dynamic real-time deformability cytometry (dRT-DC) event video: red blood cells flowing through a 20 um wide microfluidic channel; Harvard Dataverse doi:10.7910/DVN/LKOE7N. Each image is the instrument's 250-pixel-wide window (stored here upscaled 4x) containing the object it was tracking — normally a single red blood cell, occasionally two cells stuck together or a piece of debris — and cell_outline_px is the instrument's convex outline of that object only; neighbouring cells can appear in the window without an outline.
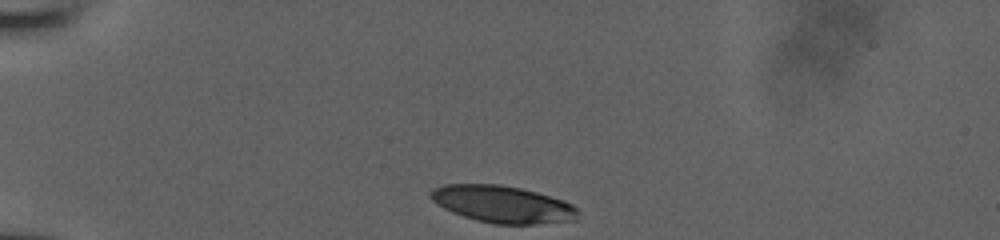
{"species": "human", "species_latin": "Homo sapiens", "temperature_condition": "room temperature", "stored_images_in_passage": 19, "camera_frame_rate_fps": 3000, "um_per_image_px": 0.085, "donor": {"sex": "male"}, "frame": {"image": 1, "passage_image": 1, "time_ms": 0.0, "image_size_px": [1000, 240], "cell_outline_px": [[580, 220], [536, 224], [496, 224], [476, 220], [452, 212], [436, 204], [428, 196], [428, 192], [432, 188], [444, 184], [496, 184], [520, 188], [536, 192], [564, 200], [572, 204], [580, 212]], "centroid_in_image_um": [42.73, 17.36], "position_along_channel_um": 42.3, "area_um2": 32.14}}
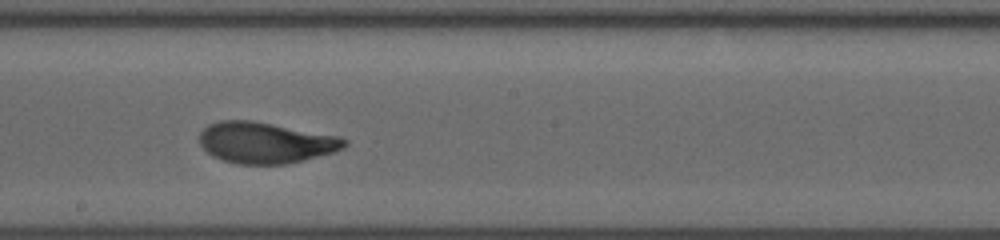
{"frame": {"image": 2, "passage_image": 11, "time_ms": 3.333, "image_size_px": [1000, 240], "cell_outline_px": [[348, 144], [344, 148], [332, 152], [304, 160], [288, 164], [236, 164], [212, 156], [200, 144], [200, 132], [208, 124], [220, 120], [252, 120], [340, 136], [348, 140]], "centroid_in_image_um": [22.58, 12.12], "position_along_channel_um": 225.6, "area_um2": 34.8}}
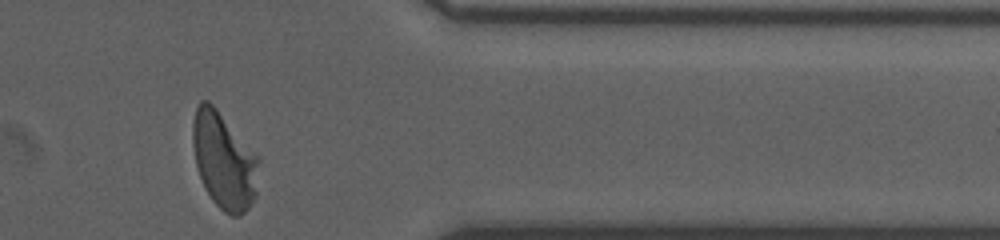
{"frame": {"image": 3, "passage_image": 19, "time_ms": 6.0, "image_size_px": [1000, 240], "cell_outline_px": [[260, 160], [256, 196], [248, 208], [240, 216], [232, 216], [224, 212], [212, 200], [204, 188], [196, 168], [192, 144], [192, 124], [196, 108], [200, 100], [208, 100], [216, 108], [260, 156]], "centroid_in_image_um": [19.04, 13.66], "position_along_channel_um": 392.4, "area_um2": 37.69}}